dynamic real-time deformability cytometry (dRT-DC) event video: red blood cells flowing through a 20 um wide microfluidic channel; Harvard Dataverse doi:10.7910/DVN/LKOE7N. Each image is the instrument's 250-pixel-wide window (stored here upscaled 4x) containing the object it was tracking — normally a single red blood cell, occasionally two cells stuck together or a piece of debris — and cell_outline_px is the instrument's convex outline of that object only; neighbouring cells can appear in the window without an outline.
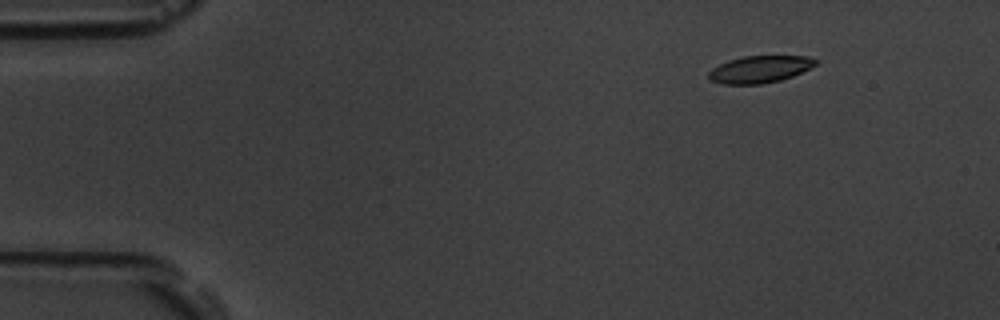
{"species": "common noctule bat (a hibernating species)", "species_latin": "Nyctalus noctula", "temperature_condition": "room temperature", "stored_images_in_passage": 49, "camera_frame_rate_fps": 3000, "um_per_image_px": 0.085, "animal": {"sex": "male", "body_mass_g": 19.5, "forearm_length_mm": 54.6}, "frame": {"image": 1, "passage_image": 1, "time_ms": 0.0, "image_size_px": [1000, 320], "cell_outline_px": [[816, 64], [792, 76], [780, 80], [764, 84], [724, 84], [712, 80], [708, 76], [708, 72], [712, 68], [728, 60], [744, 56], [808, 56], [816, 60]], "centroid_in_image_um": [64.55, 5.89], "position_along_channel_um": 20.4, "area_um2": 16.65}}
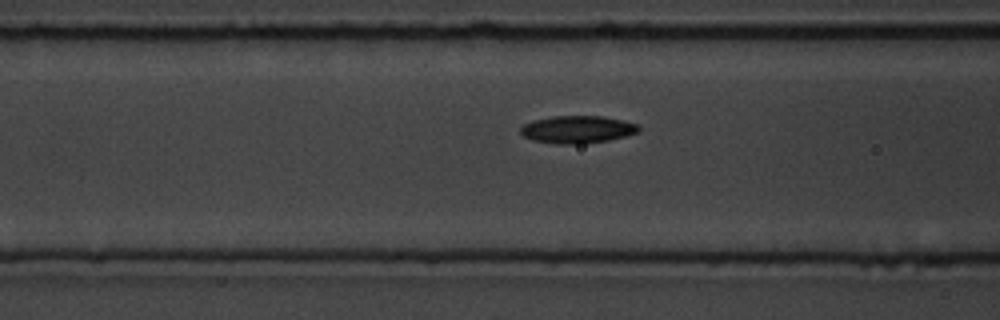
{"frame": {"image": 2, "passage_image": 16, "time_ms": 5.0, "image_size_px": [1000, 320], "cell_outline_px": [[640, 132], [628, 136], [608, 140], [584, 144], [556, 144], [532, 140], [524, 136], [520, 132], [520, 128], [524, 124], [532, 120], [552, 116], [604, 116], [636, 124], [640, 128]], "centroid_in_image_um": [49.07, 11.01], "position_along_channel_um": 117.5, "area_um2": 19.07}}
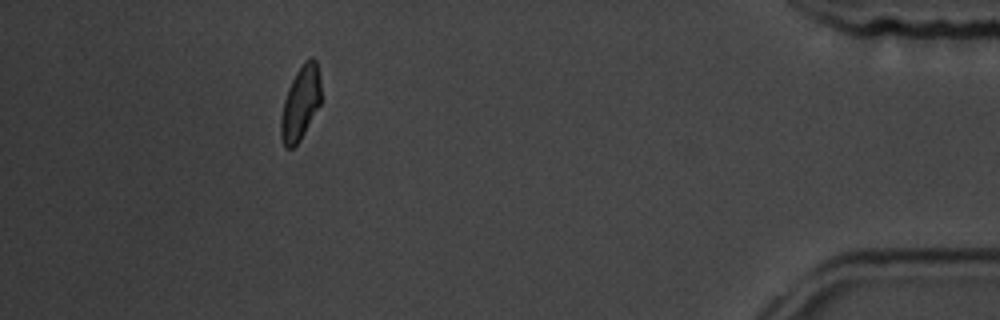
{"frame": {"image": 3, "passage_image": 44, "time_ms": 14.333, "image_size_px": [1000, 320], "cell_outline_px": [[320, 104], [300, 140], [292, 148], [284, 148], [280, 136], [280, 120], [284, 100], [288, 88], [296, 72], [304, 60], [308, 56], [312, 56], [316, 60], [320, 80]], "centroid_in_image_um": [25.52, 8.75], "position_along_channel_um": 409.7, "area_um2": 17.28}, "authors_computed_cell_mechanics": {"area_um2": 17.9758, "velocity_mm_per_s": 3.7371, "shape_relaxation_time_tau1_ms": null, "shape_relaxation_time_tau2_ms": 8.8678, "deformation_change_tau1": null, "deformation_change_tau2": 0.1265}}